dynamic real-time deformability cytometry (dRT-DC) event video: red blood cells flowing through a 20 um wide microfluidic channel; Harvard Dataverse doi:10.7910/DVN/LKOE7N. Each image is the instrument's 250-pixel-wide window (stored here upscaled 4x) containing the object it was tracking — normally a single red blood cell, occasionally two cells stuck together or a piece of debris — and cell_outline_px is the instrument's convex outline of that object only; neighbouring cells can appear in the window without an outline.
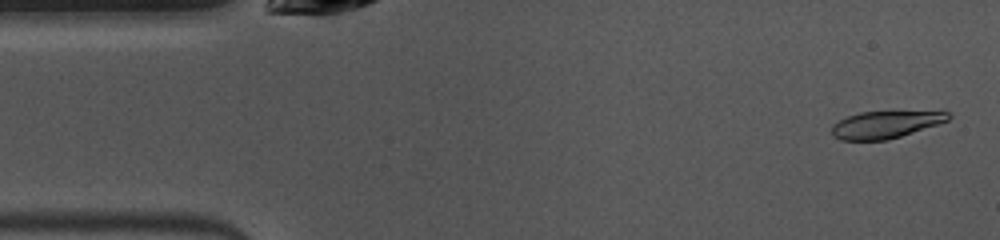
{"species": "common noctule bat (a hibernating species)", "species_latin": "Nyctalus noctula", "temperature_condition": "warm", "stored_images_in_passage": 48, "camera_frame_rate_fps": 3000, "um_per_image_px": 0.085, "animal": {"sex": "female", "body_mass_g": 10.0, "forearm_length_mm": 53.1}, "frame": {"image": 1, "passage_image": 2, "time_ms": 0.333, "image_size_px": [1000, 240], "cell_outline_px": [[952, 116], [948, 120], [888, 140], [840, 140], [832, 136], [832, 124], [848, 116], [860, 112], [944, 108]], "centroid_in_image_um": [75.37, 10.52], "position_along_channel_um": 9.6, "area_um2": 19.31}}
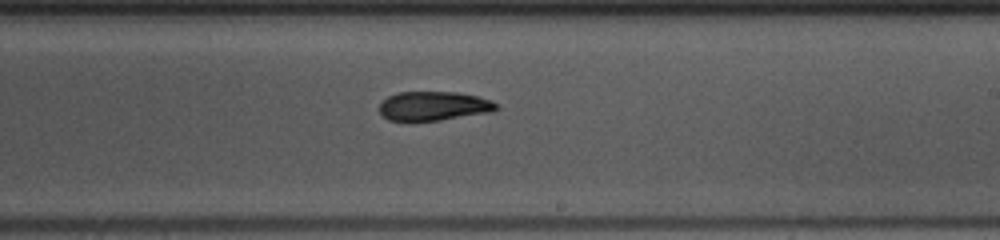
{"frame": {"image": 2, "passage_image": 27, "time_ms": 8.667, "image_size_px": [1000, 240], "cell_outline_px": [[500, 108], [492, 112], [440, 120], [412, 124], [408, 124], [388, 120], [380, 112], [380, 104], [388, 96], [400, 92], [456, 92], [476, 96], [488, 100], [496, 104]], "centroid_in_image_um": [36.8, 9.06], "position_along_channel_um": 252.2, "area_um2": 20.35}}
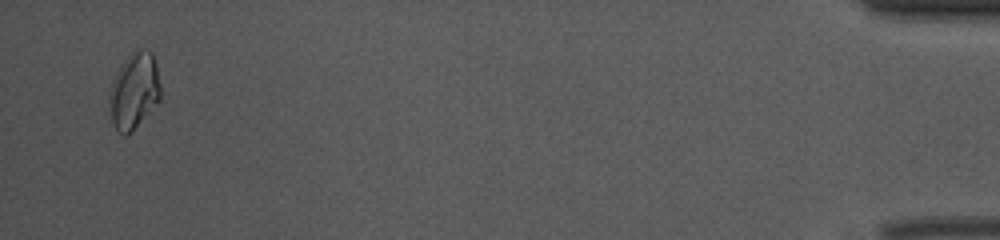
{"frame": {"image": 3, "passage_image": 47, "time_ms": 15.333, "image_size_px": [1000, 240], "cell_outline_px": [[160, 100], [132, 132], [124, 136], [116, 132], [112, 120], [108, 96], [112, 84], [124, 60], [132, 48], [144, 48], [152, 52], [156, 64], [160, 84]], "centroid_in_image_um": [11.41, 7.71], "position_along_channel_um": 423.8, "area_um2": 22.89}, "authors_computed_cell_mechanics": {"area_um2": 20.3745, "velocity_mm_per_s": 3.9747, "shape_relaxation_time_tau1_ms": 4.165, "shape_relaxation_time_tau2_ms": 3.5845, "deformation_change_tau1": 0.143, "deformation_change_tau2": 0.0967}}